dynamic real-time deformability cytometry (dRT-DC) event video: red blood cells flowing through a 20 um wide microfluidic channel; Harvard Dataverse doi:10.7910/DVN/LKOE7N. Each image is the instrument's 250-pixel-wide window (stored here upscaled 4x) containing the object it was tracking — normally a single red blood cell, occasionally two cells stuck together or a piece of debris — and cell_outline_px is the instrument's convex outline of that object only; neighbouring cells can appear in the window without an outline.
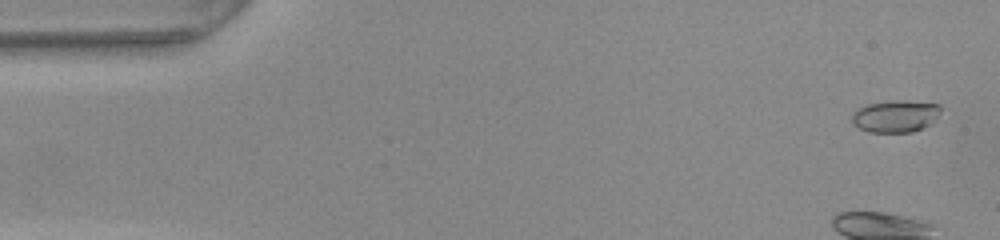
{"species": "common noctule bat (a hibernating species)", "species_latin": "Nyctalus noctula", "temperature_condition": "warm", "stored_images_in_passage": 43, "camera_frame_rate_fps": 3000, "um_per_image_px": 0.085, "animal": {"sex": "female", "body_mass_g": 22.0, "forearm_length_mm": 56.7}, "frame": {"image": 1, "passage_image": 2, "time_ms": 0.333, "image_size_px": [1000, 240], "cell_outline_px": [[940, 108], [932, 124], [924, 128], [912, 132], [868, 132], [852, 124], [852, 112], [856, 108], [868, 104], [892, 100], [908, 100], [940, 104]], "centroid_in_image_um": [76.09, 9.87], "position_along_channel_um": 8.9, "area_um2": 16.82}}